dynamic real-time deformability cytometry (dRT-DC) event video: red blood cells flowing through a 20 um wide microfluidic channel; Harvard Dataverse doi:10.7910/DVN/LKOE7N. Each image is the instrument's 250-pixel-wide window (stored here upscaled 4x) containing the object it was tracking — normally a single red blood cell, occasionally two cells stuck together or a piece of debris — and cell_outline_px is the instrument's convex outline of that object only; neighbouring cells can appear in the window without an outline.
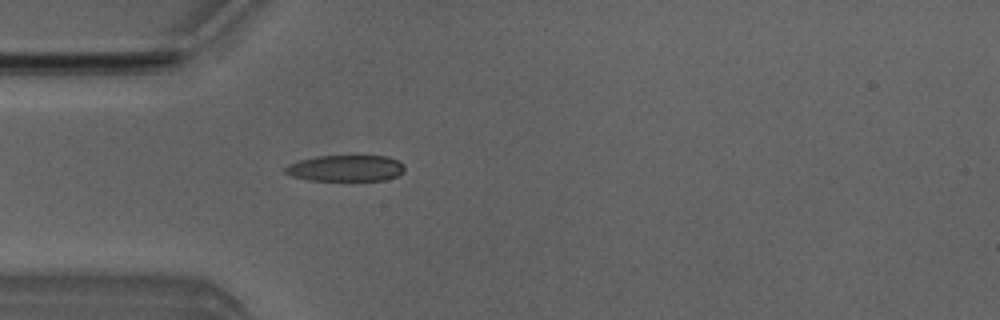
{"species": "Egyptian fruit bat (a non-hibernating species)", "species_latin": "Rousettus aegyptiacus", "temperature_condition": "room temperature", "stored_images_in_passage": 5, "camera_frame_rate_fps": 3000, "um_per_image_px": 0.085, "animal": {"sex": "male"}, "frame": {"image": 1, "passage_image": 5, "time_ms": 4.667, "image_size_px": [1000, 320], "cell_outline_px": [[404, 172], [396, 176], [384, 180], [308, 180], [292, 176], [284, 172], [284, 168], [288, 164], [300, 160], [316, 156], [388, 156], [404, 164]], "centroid_in_image_um": [29.38, 14.29], "position_along_channel_um": 55.6, "area_um2": 18.21}}